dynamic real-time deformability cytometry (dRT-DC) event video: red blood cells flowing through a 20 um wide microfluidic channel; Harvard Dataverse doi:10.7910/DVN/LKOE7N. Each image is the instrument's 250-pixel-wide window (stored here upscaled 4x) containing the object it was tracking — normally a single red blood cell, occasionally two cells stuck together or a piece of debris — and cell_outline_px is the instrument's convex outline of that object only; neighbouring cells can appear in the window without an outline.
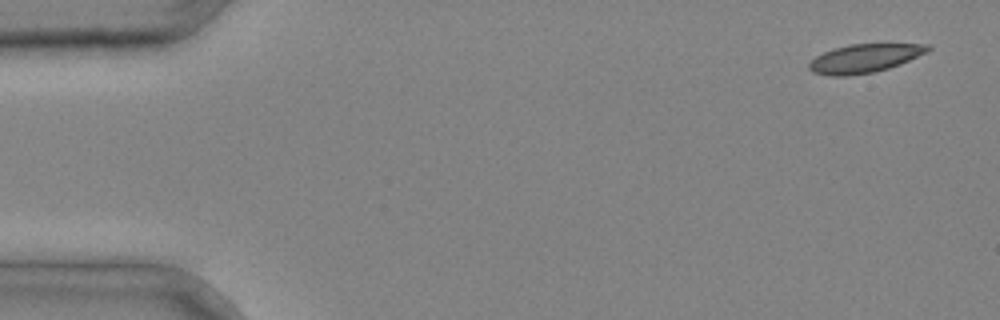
{"species": "common noctule bat (a hibernating species)", "species_latin": "Nyctalus noctula", "temperature_condition": "cold", "stored_images_in_passage": 3, "segment_of_instrument_passage": [2, 2], "camera_frame_rate_fps": 3000, "um_per_image_px": 0.085, "animal": {"sex": "male", "body_mass_g": 20.4}, "frame": {"image": 1, "passage_image": 3, "time_ms": 0.667, "image_size_px": [1000, 320], "cell_outline_px": [[932, 48], [928, 52], [900, 64], [888, 68], [872, 72], [844, 76], [832, 76], [812, 72], [808, 68], [808, 64], [816, 56], [824, 52], [836, 48], [852, 44], [932, 44]], "centroid_in_image_um": [73.51, 4.95], "position_along_channel_um": 11.5, "area_um2": 19.59}}